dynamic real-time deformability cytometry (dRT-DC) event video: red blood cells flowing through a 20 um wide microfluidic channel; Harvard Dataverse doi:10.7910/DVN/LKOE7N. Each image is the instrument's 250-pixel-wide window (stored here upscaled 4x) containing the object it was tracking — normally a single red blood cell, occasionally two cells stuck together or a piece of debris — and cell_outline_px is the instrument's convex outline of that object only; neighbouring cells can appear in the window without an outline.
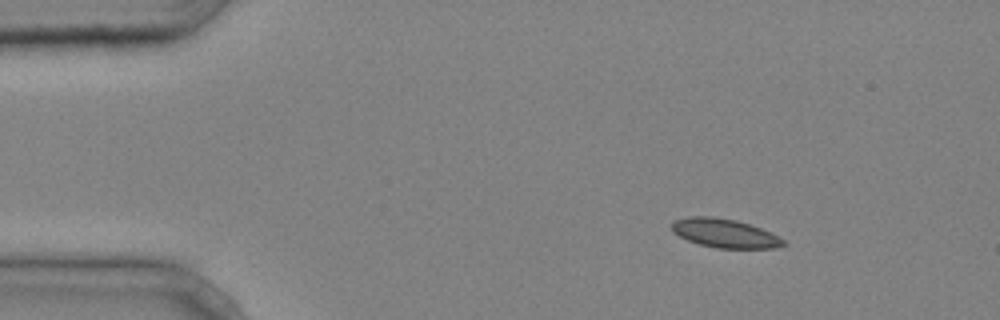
{"species": "common noctule bat (a hibernating species)", "species_latin": "Nyctalus noctula", "temperature_condition": "cold", "stored_images_in_passage": 3, "camera_frame_rate_fps": 3000, "um_per_image_px": 0.085, "animal": {"sex": "male", "body_mass_g": 20.4}, "frame": {"image": 1, "passage_image": 1, "time_ms": 0.0, "image_size_px": [1000, 320], "cell_outline_px": [[788, 244], [776, 248], [716, 248], [700, 244], [688, 240], [672, 232], [672, 220], [688, 216], [712, 216], [736, 220], [760, 228], [784, 240]], "centroid_in_image_um": [61.57, 19.82], "position_along_channel_um": 23.4, "area_um2": 18.67}}
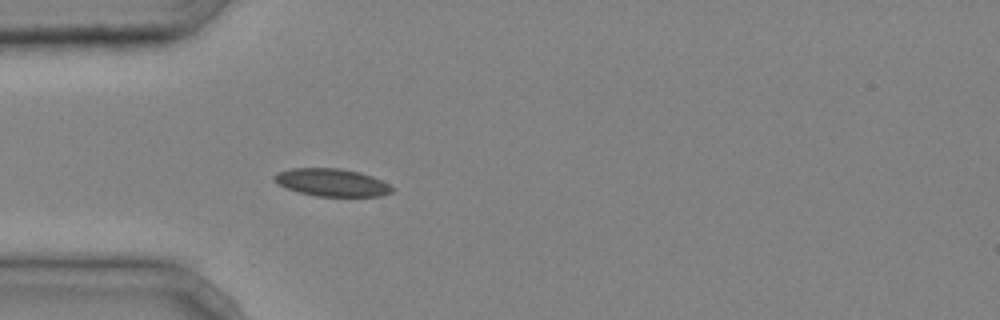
{"frame": {"image": 2, "passage_image": 3, "time_ms": 0.667, "image_size_px": [1000, 320], "cell_outline_px": [[396, 188], [392, 192], [380, 196], [316, 196], [300, 192], [288, 188], [272, 180], [272, 176], [276, 172], [292, 168], [340, 168], [360, 172], [372, 176]], "centroid_in_image_um": [28.2, 15.5], "position_along_channel_um": 56.8, "area_um2": 18.96}}